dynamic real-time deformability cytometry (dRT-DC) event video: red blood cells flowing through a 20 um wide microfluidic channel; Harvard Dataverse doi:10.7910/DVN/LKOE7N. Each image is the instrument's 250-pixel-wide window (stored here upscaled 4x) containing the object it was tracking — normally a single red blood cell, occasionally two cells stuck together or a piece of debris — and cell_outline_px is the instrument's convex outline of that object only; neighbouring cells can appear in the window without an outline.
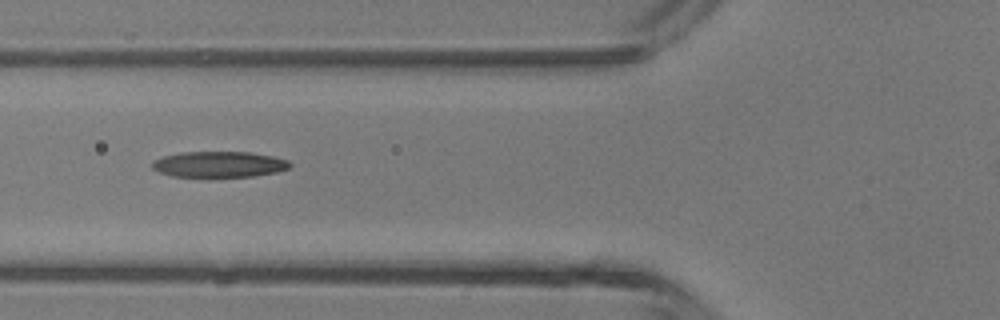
{"species": "common noctule bat (a hibernating species)", "species_latin": "Nyctalus noctula", "temperature_condition": "room temperature", "stored_images_in_passage": 5, "camera_frame_rate_fps": 3000, "um_per_image_px": 0.085, "animal": {"sex": "male", "body_mass_g": 13.3}, "frame": {"image": 1, "passage_image": 5, "time_ms": 5.333, "image_size_px": [1000, 320], "cell_outline_px": [[292, 164], [288, 168], [276, 172], [252, 176], [172, 176], [160, 172], [152, 168], [152, 160], [164, 156], [180, 152], [248, 152], [272, 156], [288, 160]], "centroid_in_image_um": [18.61, 13.96], "position_along_channel_um": 107.2, "area_um2": 20.52}}